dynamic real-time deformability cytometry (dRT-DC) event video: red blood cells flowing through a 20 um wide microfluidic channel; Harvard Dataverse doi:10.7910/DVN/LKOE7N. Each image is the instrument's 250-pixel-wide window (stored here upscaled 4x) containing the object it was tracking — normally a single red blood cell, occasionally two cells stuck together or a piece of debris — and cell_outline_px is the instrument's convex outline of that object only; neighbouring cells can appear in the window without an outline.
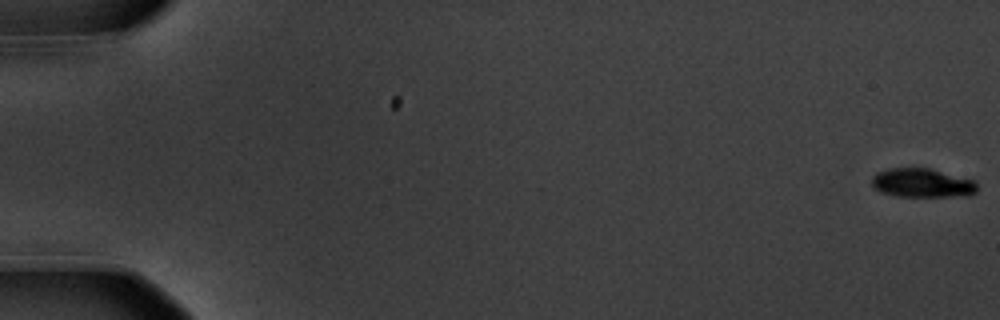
{"species": "common noctule bat (a hibernating species)", "species_latin": "Nyctalus noctula", "temperature_condition": "warm", "stored_images_in_passage": 5, "camera_frame_rate_fps": 3000, "um_per_image_px": 0.085, "animal": {"sex": "male", "body_mass_g": 20.1, "forearm_length_mm": 53.5}, "frame": {"image": 1, "passage_image": 1, "time_ms": 0.0, "image_size_px": [1000, 320], "cell_outline_px": [[976, 192], [968, 196], [896, 196], [880, 192], [872, 184], [872, 176], [876, 172], [888, 168], [928, 168], [976, 180]], "centroid_in_image_um": [78.38, 15.55], "position_along_channel_um": 6.6, "area_um2": 17.8}}